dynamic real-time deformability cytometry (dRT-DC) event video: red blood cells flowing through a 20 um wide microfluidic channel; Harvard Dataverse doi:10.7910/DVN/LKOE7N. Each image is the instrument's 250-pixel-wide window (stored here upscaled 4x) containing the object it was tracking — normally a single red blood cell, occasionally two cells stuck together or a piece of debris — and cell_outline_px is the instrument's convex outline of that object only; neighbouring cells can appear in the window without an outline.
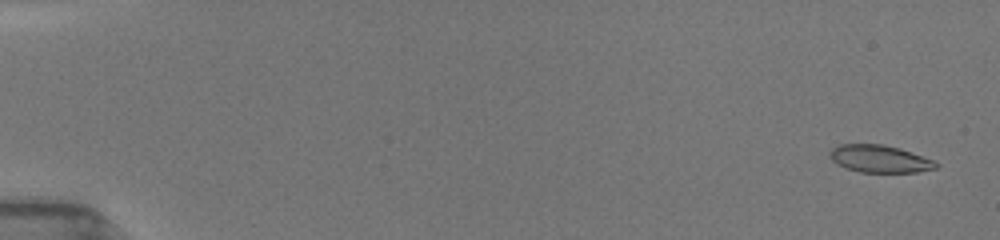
{"species": "common noctule bat (a hibernating species)", "species_latin": "Nyctalus noctula", "temperature_condition": "room temperature", "stored_images_in_passage": 45, "camera_frame_rate_fps": 3000, "um_per_image_px": 0.085, "animal": {"sex": "female", "body_mass_g": 19.5, "forearm_length_mm": 54.1}, "frame": {"image": 1, "passage_image": 2, "time_ms": 0.667, "image_size_px": [1000, 240], "cell_outline_px": [[940, 164], [936, 168], [916, 172], [860, 172], [836, 164], [828, 156], [828, 152], [832, 148], [840, 144], [880, 144], [900, 148], [932, 160]], "centroid_in_image_um": [74.73, 13.49], "position_along_channel_um": 10.3, "area_um2": 16.88}}
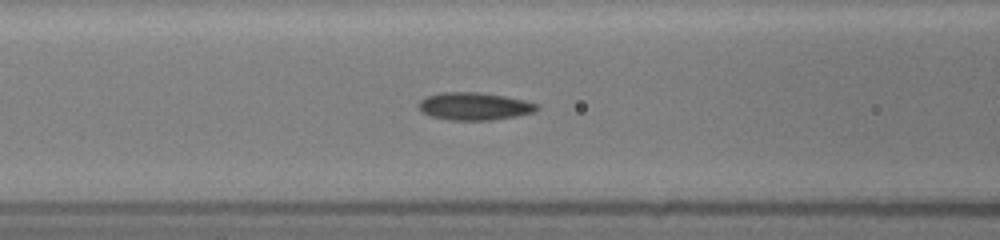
{"frame": {"image": 2, "passage_image": 26, "time_ms": 7.667, "image_size_px": [1000, 240], "cell_outline_px": [[540, 108], [532, 112], [516, 116], [492, 120], [452, 120], [428, 116], [420, 108], [420, 100], [424, 96], [440, 92], [480, 92], [504, 96], [524, 100], [536, 104]], "centroid_in_image_um": [40.29, 9.02], "position_along_channel_um": 126.3, "area_um2": 18.96}}
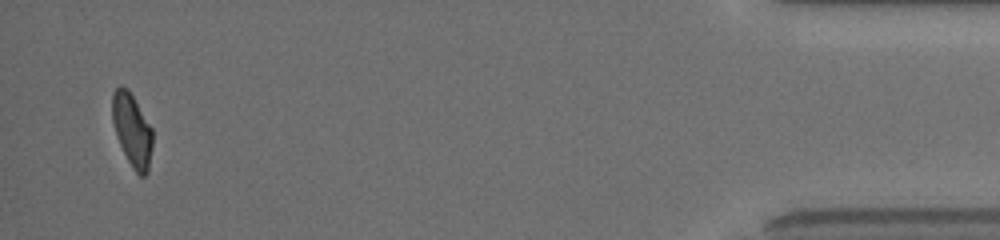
{"frame": {"image": 3, "passage_image": 45, "time_ms": 17.0, "image_size_px": [1000, 240], "cell_outline_px": [[152, 148], [148, 172], [144, 176], [140, 176], [132, 168], [116, 136], [112, 120], [112, 92], [120, 84], [128, 88], [152, 128]], "centroid_in_image_um": [11.22, 11.03], "position_along_channel_um": 424.0, "area_um2": 17.17}, "authors_computed_cell_mechanics": {"area_um2": 17.9758, "velocity_mm_per_s": 3.9774, "shape_relaxation_time_tau1_ms": 6.5156, "shape_relaxation_time_tau2_ms": 1.251, "deformation_change_tau1": 0.1684, "deformation_change_tau2": 0.0665}}